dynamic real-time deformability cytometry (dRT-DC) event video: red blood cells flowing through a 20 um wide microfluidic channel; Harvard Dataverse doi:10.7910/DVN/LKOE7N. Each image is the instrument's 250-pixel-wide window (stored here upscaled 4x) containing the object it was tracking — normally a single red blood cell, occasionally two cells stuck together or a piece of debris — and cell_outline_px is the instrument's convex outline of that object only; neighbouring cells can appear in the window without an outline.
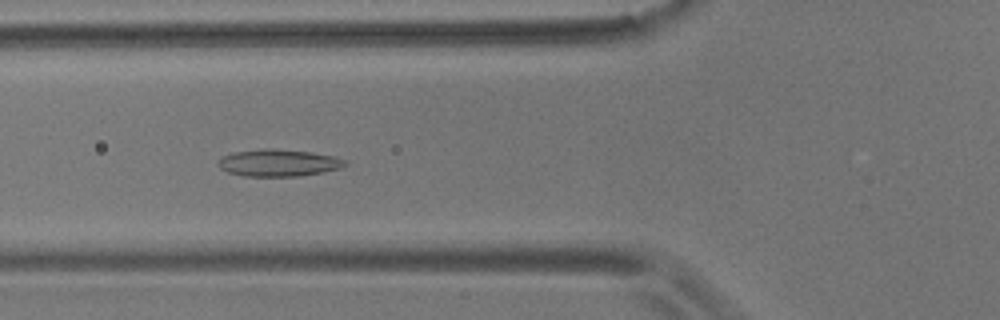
{"species": "common noctule bat (a hibernating species)", "species_latin": "Nyctalus noctula", "temperature_condition": "room temperature", "stored_images_in_passage": 45, "camera_frame_rate_fps": 3000, "um_per_image_px": 0.085, "animal": {"sex": "male", "body_mass_g": 17.9}, "frame": {"image": 1, "passage_image": 10, "time_ms": 3.0, "image_size_px": [1000, 320], "cell_outline_px": [[348, 164], [340, 168], [324, 172], [300, 176], [244, 176], [228, 172], [220, 168], [216, 164], [216, 160], [232, 152], [264, 148], [272, 148], [312, 152], [332, 156], [348, 160]], "centroid_in_image_um": [23.66, 13.84], "position_along_channel_um": 102.1, "area_um2": 20.23}}
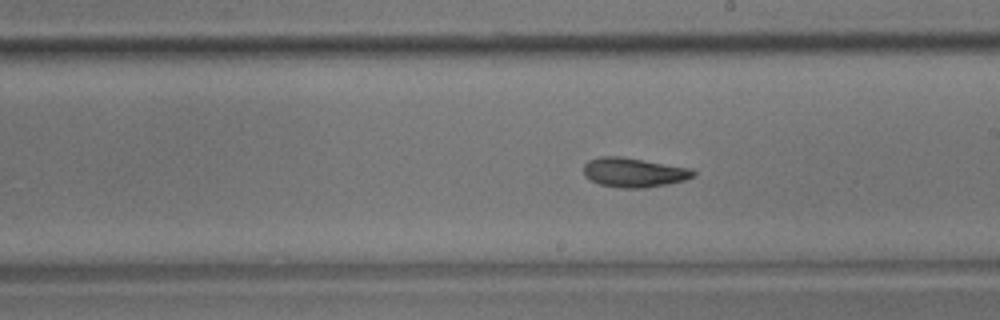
{"frame": {"image": 2, "passage_image": 21, "time_ms": 6.667, "image_size_px": [1000, 320], "cell_outline_px": [[696, 176], [684, 180], [668, 184], [644, 188], [620, 188], [600, 184], [584, 176], [584, 164], [588, 160], [600, 156], [620, 156], [688, 168], [696, 172]], "centroid_in_image_um": [53.85, 14.66], "position_along_channel_um": 235.1, "area_um2": 18.67}}
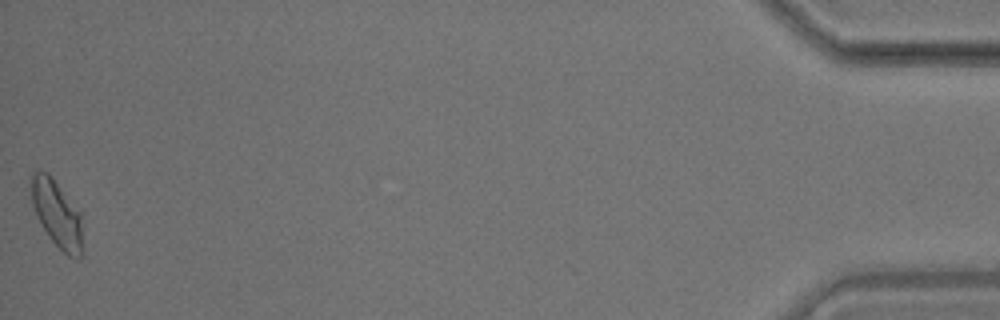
{"frame": {"image": 3, "passage_image": 45, "time_ms": 14.667, "image_size_px": [1000, 320], "cell_outline_px": [[84, 256], [68, 256], [48, 236], [36, 216], [32, 204], [32, 176], [36, 172], [48, 172], [80, 212]], "centroid_in_image_um": [4.87, 18.22], "position_along_channel_um": 430.3, "area_um2": 19.71}, "authors_computed_cell_mechanics": {"area_um2": 19.0162, "velocity_mm_per_s": 3.6232, "shape_relaxation_time_tau1_ms": null, "shape_relaxation_time_tau2_ms": 2.6571, "deformation_change_tau1": null, "deformation_change_tau2": 0.093}}